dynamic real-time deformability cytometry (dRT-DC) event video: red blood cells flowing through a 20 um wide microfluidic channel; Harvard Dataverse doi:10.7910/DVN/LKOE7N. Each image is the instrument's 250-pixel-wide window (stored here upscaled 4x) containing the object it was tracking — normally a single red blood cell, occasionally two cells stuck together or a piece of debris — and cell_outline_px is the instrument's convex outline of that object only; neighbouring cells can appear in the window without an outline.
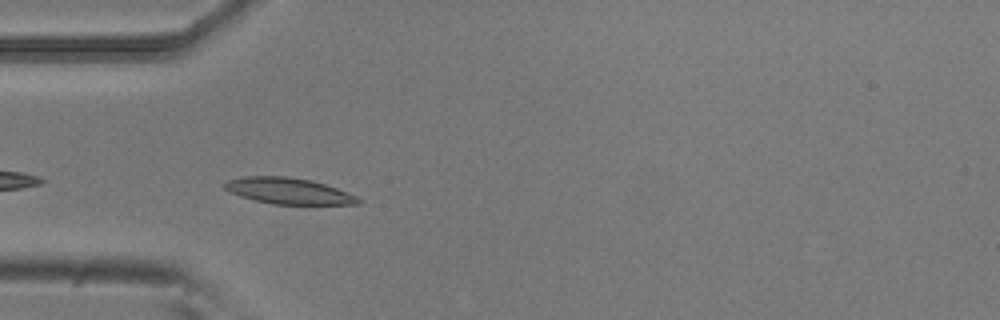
{"species": "common noctule bat (a hibernating species)", "species_latin": "Nyctalus noctula", "temperature_condition": "room temperature", "stored_images_in_passage": 28, "camera_frame_rate_fps": 3000, "um_per_image_px": 0.085, "animal": {"sex": "male", "body_mass_g": 20.5, "forearm_length_mm": 52.5}, "frame": {"image": 1, "passage_image": 3, "time_ms": 0.667, "image_size_px": [1000, 320], "cell_outline_px": [[364, 200], [360, 204], [272, 204], [240, 196], [224, 188], [224, 184], [228, 180], [244, 176], [288, 176], [312, 180], [336, 188], [356, 196]], "centroid_in_image_um": [24.55, 16.23], "position_along_channel_um": 60.5, "area_um2": 20.23}}
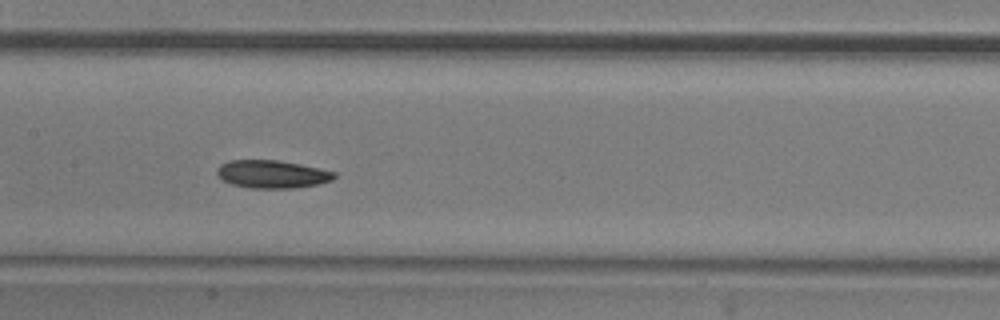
{"frame": {"image": 2, "passage_image": 13, "time_ms": 4.0, "image_size_px": [1000, 320], "cell_outline_px": [[336, 176], [332, 180], [320, 184], [296, 188], [248, 188], [232, 184], [220, 180], [216, 176], [216, 168], [220, 164], [232, 160], [280, 160], [320, 168], [336, 172]], "centroid_in_image_um": [23.11, 14.81], "position_along_channel_um": 184.3, "area_um2": 19.42}}
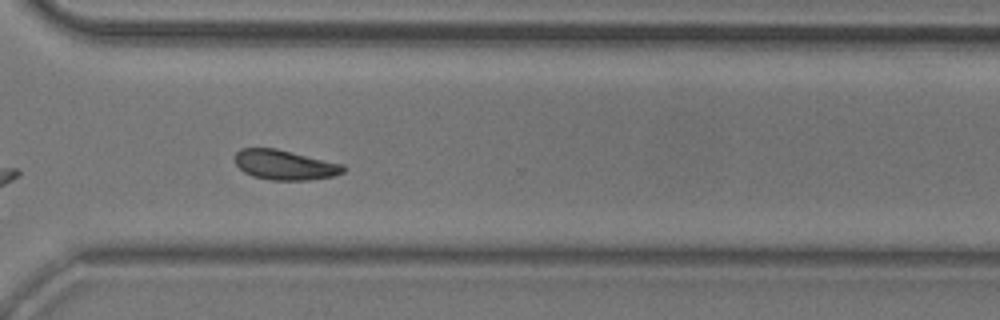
{"frame": {"image": 3, "passage_image": 26, "time_ms": 8.333, "image_size_px": [1000, 320], "cell_outline_px": [[348, 168], [344, 172], [332, 176], [308, 180], [272, 180], [252, 176], [244, 172], [236, 164], [236, 152], [240, 148], [276, 148], [344, 164]], "centroid_in_image_um": [24.24, 14.01], "position_along_channel_um": 346.4, "area_um2": 18.9}, "authors_computed_cell_mechanics": {"area_um2": 18.8717, "velocity_mm_per_s": 3.753, "shape_relaxation_time_tau1_ms": 4.3659, "shape_relaxation_time_tau2_ms": 8.8386, "deformation_change_tau1": 0.1166, "deformation_change_tau2": 0.1307}}